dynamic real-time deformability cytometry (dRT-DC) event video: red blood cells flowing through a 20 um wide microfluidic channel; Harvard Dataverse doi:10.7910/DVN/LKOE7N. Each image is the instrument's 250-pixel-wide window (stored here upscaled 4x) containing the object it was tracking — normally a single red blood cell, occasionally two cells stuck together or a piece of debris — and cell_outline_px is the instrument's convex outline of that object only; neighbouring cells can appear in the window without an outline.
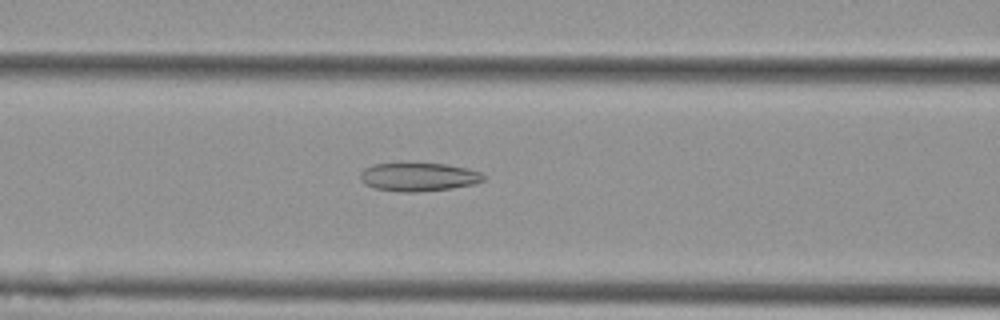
{"species": "Egyptian fruit bat (a non-hibernating species)", "species_latin": "Rousettus aegyptiacus", "temperature_condition": "cold", "stored_images_in_passage": 53, "camera_frame_rate_fps": 3000, "um_per_image_px": 0.085, "animal": {"sex": "female"}, "frame": {"image": 1, "passage_image": 22, "time_ms": 7.0, "image_size_px": [1000, 320], "cell_outline_px": [[484, 180], [476, 184], [452, 188], [416, 192], [400, 192], [376, 188], [364, 184], [360, 180], [360, 172], [364, 168], [372, 164], [444, 164], [468, 168], [480, 172], [484, 176]], "centroid_in_image_um": [35.57, 15.05], "position_along_channel_um": 131.0, "area_um2": 20.35}}
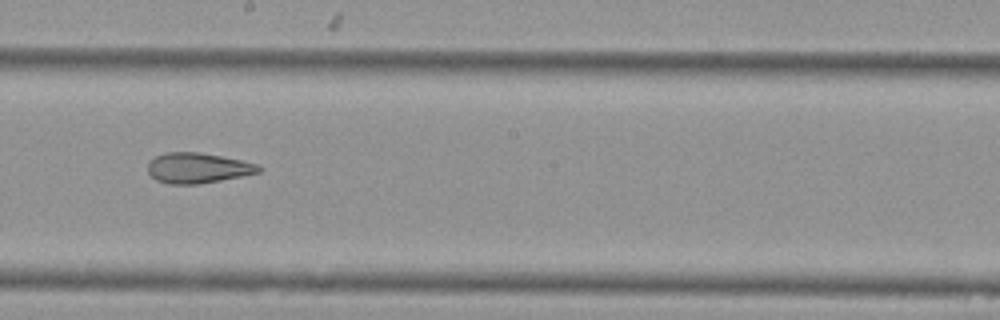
{"frame": {"image": 2, "passage_image": 30, "time_ms": 9.667, "image_size_px": [1000, 320], "cell_outline_px": [[264, 168], [260, 172], [220, 180], [196, 184], [168, 184], [156, 180], [148, 172], [148, 164], [156, 156], [168, 152], [200, 152], [260, 164]], "centroid_in_image_um": [16.83, 14.28], "position_along_channel_um": 231.4, "area_um2": 19.48}}
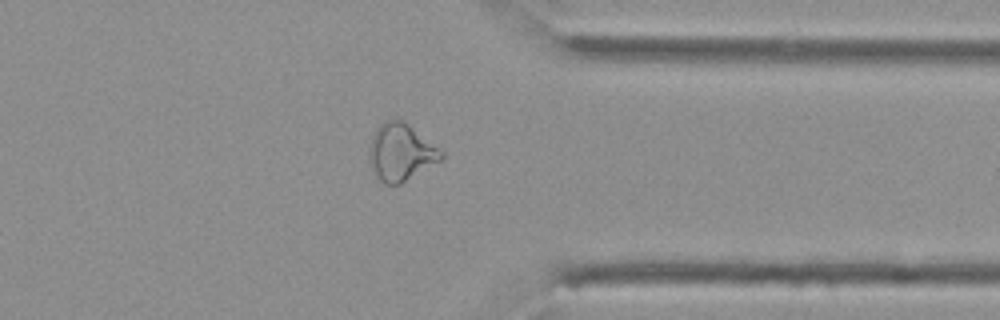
{"frame": {"image": 3, "passage_image": 42, "time_ms": 13.667, "image_size_px": [1000, 320], "cell_outline_px": [[444, 156], [440, 160], [400, 184], [384, 184], [380, 180], [372, 168], [368, 156], [368, 152], [372, 136], [376, 128], [384, 120], [392, 116], [396, 116], [404, 120], [444, 152]], "centroid_in_image_um": [34.04, 12.88], "position_along_channel_um": 377.4, "area_um2": 24.1}, "authors_computed_cell_mechanics": {"area_um2": 24.7384, "velocity_mm_per_s": 3.7839, "shape_relaxation_time_tau1_ms": null, "shape_relaxation_time_tau2_ms": 3.5662, "deformation_change_tau1": null, "deformation_change_tau2": 0.1229}}